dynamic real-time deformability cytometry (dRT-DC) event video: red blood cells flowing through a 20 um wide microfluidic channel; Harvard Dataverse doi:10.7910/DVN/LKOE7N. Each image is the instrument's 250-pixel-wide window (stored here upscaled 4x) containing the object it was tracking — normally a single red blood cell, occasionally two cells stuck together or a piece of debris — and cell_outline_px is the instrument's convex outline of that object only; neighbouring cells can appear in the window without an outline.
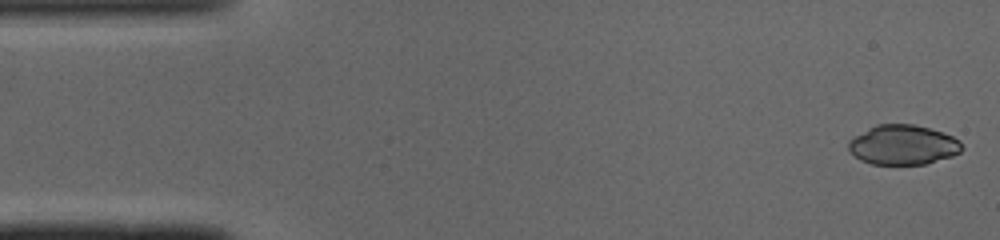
{"species": "common noctule bat (a hibernating species)", "species_latin": "Nyctalus noctula", "temperature_condition": "cold", "stored_images_in_passage": 47, "camera_frame_rate_fps": 3000, "um_per_image_px": 0.085, "animal": {"sex": "male", "body_mass_g": 19.0, "forearm_length_mm": 50.8}, "frame": {"image": 1, "passage_image": 1, "time_ms": 0.0, "image_size_px": [1000, 240], "cell_outline_px": [[964, 148], [960, 152], [952, 156], [924, 164], [872, 164], [860, 160], [848, 152], [848, 140], [868, 128], [876, 124], [912, 124], [928, 128], [952, 136], [960, 140]], "centroid_in_image_um": [76.73, 12.31], "position_along_channel_um": 8.3, "area_um2": 26.3}}
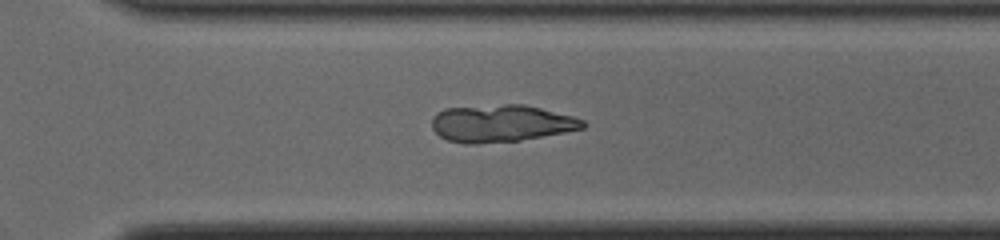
{"frame": {"image": 2, "passage_image": 33, "time_ms": 10.667, "image_size_px": [1000, 240], "cell_outline_px": [[588, 124], [584, 128], [564, 132], [520, 140], [476, 144], [464, 144], [448, 140], [440, 136], [432, 128], [432, 120], [436, 112], [444, 108], [504, 104], [524, 104], [572, 116], [584, 120]], "centroid_in_image_um": [42.58, 10.48], "position_along_channel_um": 328.0, "area_um2": 32.71}}
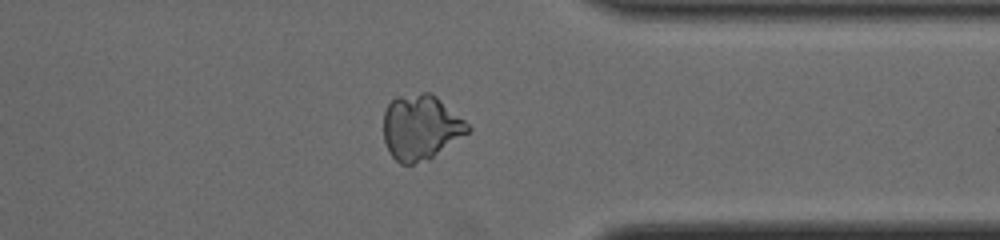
{"frame": {"image": 3, "passage_image": 37, "time_ms": 12.0, "image_size_px": [1000, 240], "cell_outline_px": [[472, 128], [468, 132], [428, 160], [412, 164], [400, 164], [388, 152], [384, 140], [384, 112], [388, 104], [396, 96], [420, 92], [428, 92], [436, 96], [464, 120]], "centroid_in_image_um": [35.73, 10.82], "position_along_channel_um": 375.7, "area_um2": 31.85}}